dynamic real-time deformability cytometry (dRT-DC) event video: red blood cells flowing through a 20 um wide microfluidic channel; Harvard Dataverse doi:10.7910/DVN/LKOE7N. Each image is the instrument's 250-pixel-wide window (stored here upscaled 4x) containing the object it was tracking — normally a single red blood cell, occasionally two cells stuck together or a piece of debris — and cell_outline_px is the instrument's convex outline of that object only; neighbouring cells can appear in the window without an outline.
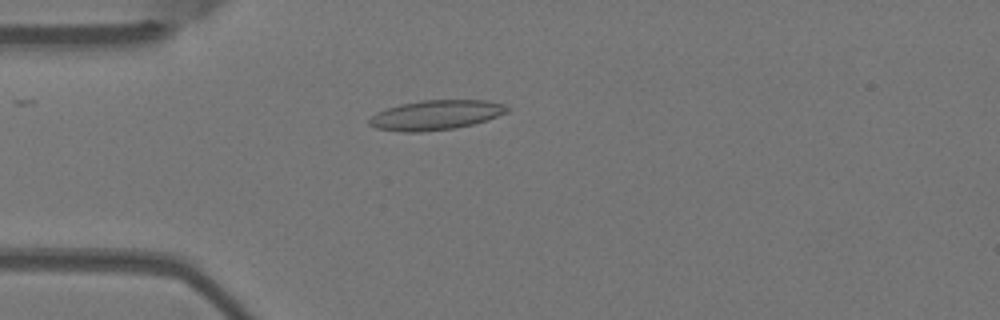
{"species": "Egyptian fruit bat (a non-hibernating species)", "species_latin": "Rousettus aegyptiacus", "temperature_condition": "warm", "stored_images_in_passage": 4, "camera_frame_rate_fps": 3000, "um_per_image_px": 0.085, "animal": {"sex": "female"}, "frame": {"image": 1, "passage_image": 4, "time_ms": 1.0, "image_size_px": [1000, 320], "cell_outline_px": [[512, 108], [508, 112], [488, 120], [456, 128], [420, 132], [404, 132], [376, 128], [368, 124], [368, 120], [376, 112], [400, 104], [420, 100], [488, 100], [504, 104]], "centroid_in_image_um": [37.08, 9.77], "position_along_channel_um": 47.9, "area_um2": 24.04}}